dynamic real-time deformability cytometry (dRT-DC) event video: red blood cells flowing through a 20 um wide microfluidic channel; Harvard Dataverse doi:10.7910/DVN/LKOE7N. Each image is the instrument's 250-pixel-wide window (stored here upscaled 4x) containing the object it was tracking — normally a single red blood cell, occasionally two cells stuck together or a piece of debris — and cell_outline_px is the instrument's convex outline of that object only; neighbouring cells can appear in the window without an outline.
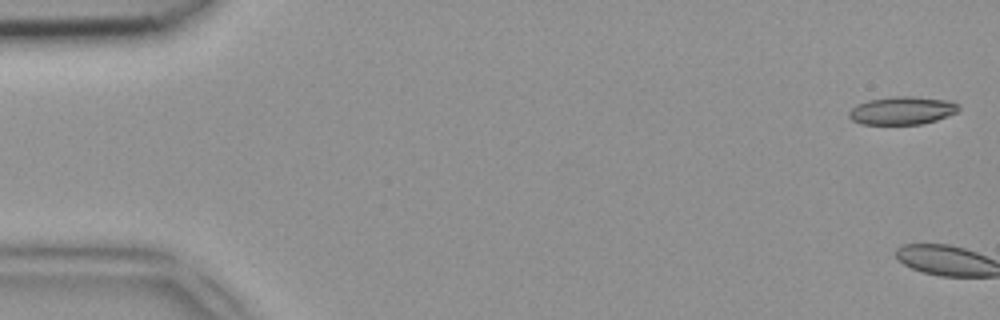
{"species": "common noctule bat (a hibernating species)", "species_latin": "Nyctalus noctula", "temperature_condition": "room temperature", "stored_images_in_passage": 3, "camera_frame_rate_fps": 3000, "um_per_image_px": 0.085, "animal": {"sex": "female", "body_mass_g": 18.4}, "frame": {"image": 1, "passage_image": 1, "time_ms": 0.0, "image_size_px": [1000, 320], "cell_outline_px": [[960, 112], [936, 120], [920, 124], [860, 124], [852, 120], [848, 116], [848, 112], [856, 104], [868, 100], [896, 96], [912, 96], [952, 100], [960, 104]], "centroid_in_image_um": [76.73, 9.39], "position_along_channel_um": 8.3, "area_um2": 18.21}}